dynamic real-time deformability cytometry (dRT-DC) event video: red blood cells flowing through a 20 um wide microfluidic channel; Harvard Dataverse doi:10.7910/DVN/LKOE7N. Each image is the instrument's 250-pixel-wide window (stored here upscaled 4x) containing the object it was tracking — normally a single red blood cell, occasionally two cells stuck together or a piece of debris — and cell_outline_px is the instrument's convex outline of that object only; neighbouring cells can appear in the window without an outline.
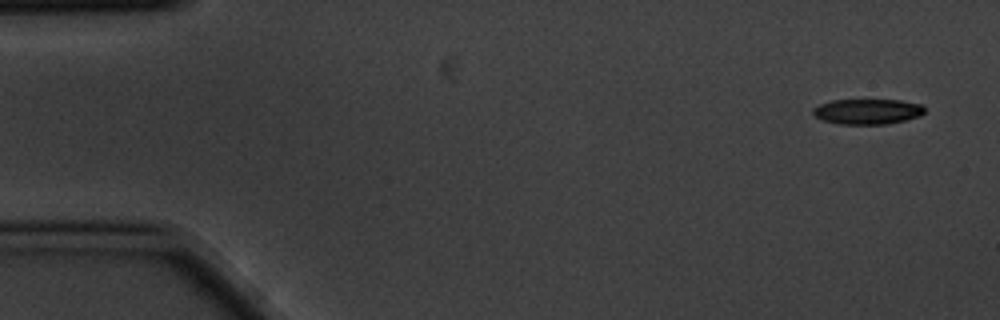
{"species": "common noctule bat (a hibernating species)", "species_latin": "Nyctalus noctula", "temperature_condition": "cold", "stored_images_in_passage": 5, "camera_frame_rate_fps": 3000, "um_per_image_px": 0.085, "animal": {"sex": "male", "body_mass_g": 20.1, "forearm_length_mm": 53.5}, "frame": {"image": 1, "passage_image": 1, "time_ms": 0.0, "image_size_px": [1000, 320], "cell_outline_px": [[924, 112], [920, 116], [904, 120], [884, 124], [836, 124], [824, 120], [816, 116], [812, 112], [812, 108], [820, 104], [832, 100], [900, 100], [920, 104], [924, 108]], "centroid_in_image_um": [73.71, 9.48], "position_along_channel_um": 11.3, "area_um2": 16.36}}
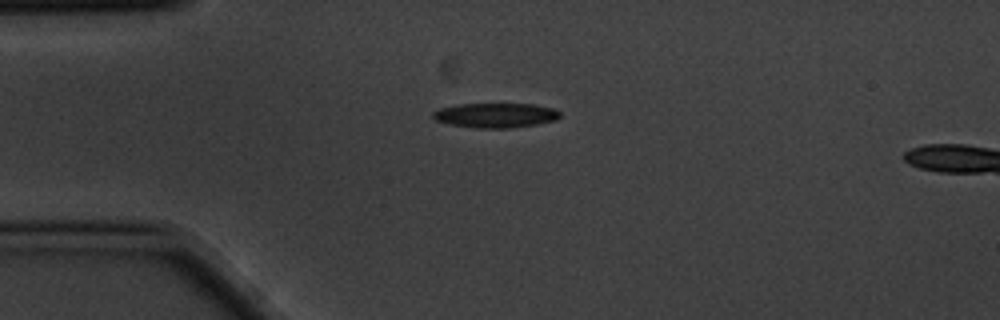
{"frame": {"image": 2, "passage_image": 4, "time_ms": 1.0, "image_size_px": [1000, 320], "cell_outline_px": [[560, 116], [556, 120], [536, 124], [508, 128], [476, 128], [448, 124], [436, 120], [432, 116], [432, 112], [440, 108], [456, 104], [536, 104], [556, 108], [560, 112]], "centroid_in_image_um": [42.13, 9.79], "position_along_channel_um": 42.9, "area_um2": 18.38}}